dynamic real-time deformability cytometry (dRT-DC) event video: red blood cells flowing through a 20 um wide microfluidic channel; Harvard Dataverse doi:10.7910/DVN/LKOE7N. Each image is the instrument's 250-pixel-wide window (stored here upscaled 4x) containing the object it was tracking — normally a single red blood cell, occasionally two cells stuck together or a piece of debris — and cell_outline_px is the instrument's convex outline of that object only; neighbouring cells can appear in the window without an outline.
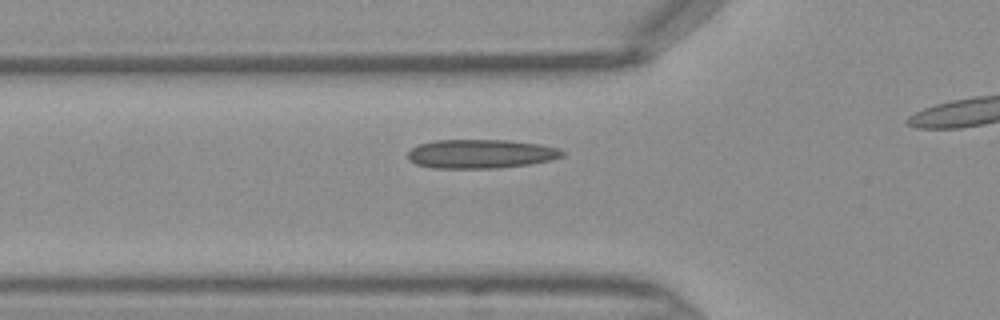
{"species": "Egyptian fruit bat (a non-hibernating species)", "species_latin": "Rousettus aegyptiacus", "temperature_condition": "warm", "stored_images_in_passage": 33, "camera_frame_rate_fps": 3000, "um_per_image_px": 0.085, "frame": {"image": 1, "passage_image": 11, "time_ms": 3.333, "image_size_px": [1000, 320], "cell_outline_px": [[564, 156], [552, 160], [532, 164], [500, 168], [432, 168], [416, 164], [408, 160], [408, 152], [412, 148], [420, 144], [432, 140], [508, 140], [540, 144], [556, 148], [564, 152]], "centroid_in_image_um": [40.87, 13.08], "position_along_channel_um": 84.9, "area_um2": 26.24}}
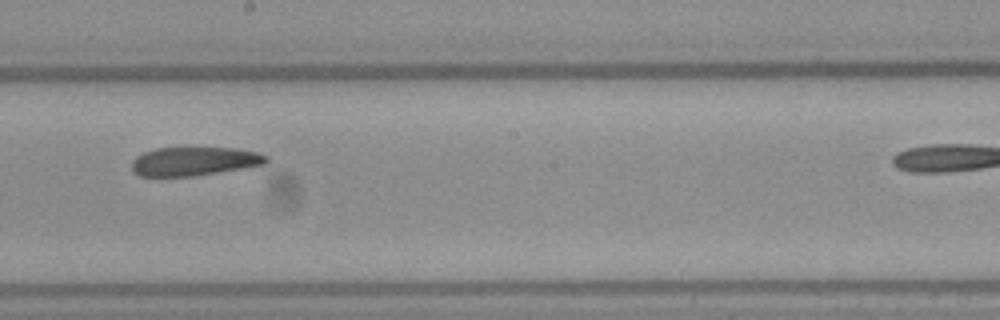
{"frame": {"image": 2, "passage_image": 21, "time_ms": 6.667, "image_size_px": [1000, 320], "cell_outline_px": [[268, 160], [264, 164], [192, 176], [140, 176], [132, 172], [132, 160], [136, 156], [144, 152], [156, 148], [236, 148], [260, 152], [268, 156]], "centroid_in_image_um": [16.49, 13.7], "position_along_channel_um": 231.7, "area_um2": 22.37}}
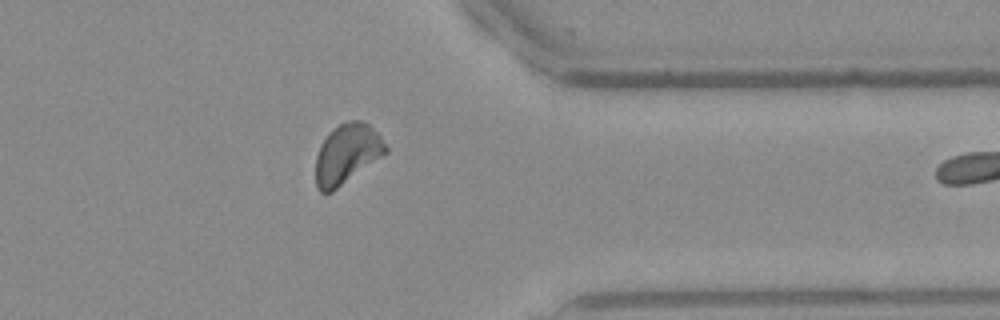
{"frame": {"image": 3, "passage_image": 32, "time_ms": 10.333, "image_size_px": [1000, 320], "cell_outline_px": [[388, 152], [332, 192], [320, 192], [316, 188], [316, 156], [320, 144], [340, 124], [348, 120], [360, 120], [368, 124], [380, 136], [388, 148]], "centroid_in_image_um": [29.49, 13.1], "position_along_channel_um": 381.9, "area_um2": 24.04}}